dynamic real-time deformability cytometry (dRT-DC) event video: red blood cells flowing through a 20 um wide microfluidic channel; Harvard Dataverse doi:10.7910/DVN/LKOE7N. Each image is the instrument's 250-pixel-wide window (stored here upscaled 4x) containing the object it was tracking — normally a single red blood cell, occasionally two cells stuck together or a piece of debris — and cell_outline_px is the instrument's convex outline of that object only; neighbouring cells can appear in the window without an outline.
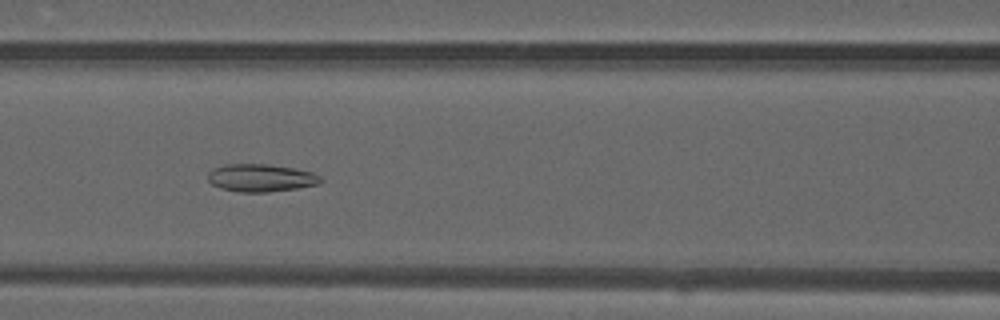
{"species": "common noctule bat (a hibernating species)", "species_latin": "Nyctalus noctula", "temperature_condition": "warm", "stored_images_in_passage": 49, "camera_frame_rate_fps": 3000, "um_per_image_px": 0.085, "animal": {"sex": "male", "forearm_length_mm": 52.5}, "frame": {"image": 1, "passage_image": 21, "time_ms": 6.667, "image_size_px": [1000, 320], "cell_outline_px": [[324, 180], [316, 184], [296, 188], [268, 192], [236, 192], [220, 188], [212, 184], [208, 180], [208, 172], [212, 168], [228, 164], [268, 164], [292, 168], [312, 172], [320, 176]], "centroid_in_image_um": [22.14, 15.12], "position_along_channel_um": 144.5, "area_um2": 18.15}}
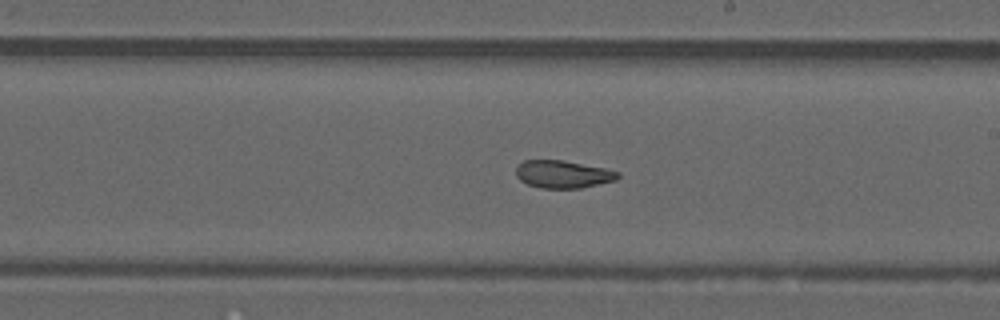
{"frame": {"image": 2, "passage_image": 28, "time_ms": 9.0, "image_size_px": [1000, 320], "cell_outline_px": [[620, 176], [616, 180], [580, 188], [540, 188], [528, 184], [520, 180], [516, 176], [516, 168], [524, 160], [560, 160], [604, 168], [620, 172]], "centroid_in_image_um": [47.85, 14.81], "position_along_channel_um": 241.2, "area_um2": 16.24}}
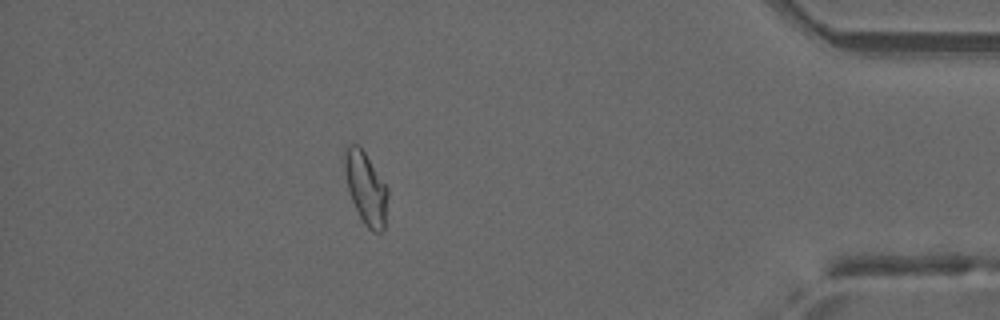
{"frame": {"image": 3, "passage_image": 43, "time_ms": 14.0, "image_size_px": [1000, 320], "cell_outline_px": [[388, 196], [384, 232], [372, 232], [364, 224], [352, 200], [348, 188], [340, 160], [344, 148], [348, 144], [360, 144], [388, 188]], "centroid_in_image_um": [31.06, 15.91], "position_along_channel_um": 404.1, "area_um2": 18.79}, "authors_computed_cell_mechanics": {"area_um2": 18.785, "velocity_mm_per_s": 4.1688, "shape_relaxation_time_tau1_ms": null, "shape_relaxation_time_tau2_ms": 1.7013, "deformation_change_tau1": null, "deformation_change_tau2": 0.0797}}